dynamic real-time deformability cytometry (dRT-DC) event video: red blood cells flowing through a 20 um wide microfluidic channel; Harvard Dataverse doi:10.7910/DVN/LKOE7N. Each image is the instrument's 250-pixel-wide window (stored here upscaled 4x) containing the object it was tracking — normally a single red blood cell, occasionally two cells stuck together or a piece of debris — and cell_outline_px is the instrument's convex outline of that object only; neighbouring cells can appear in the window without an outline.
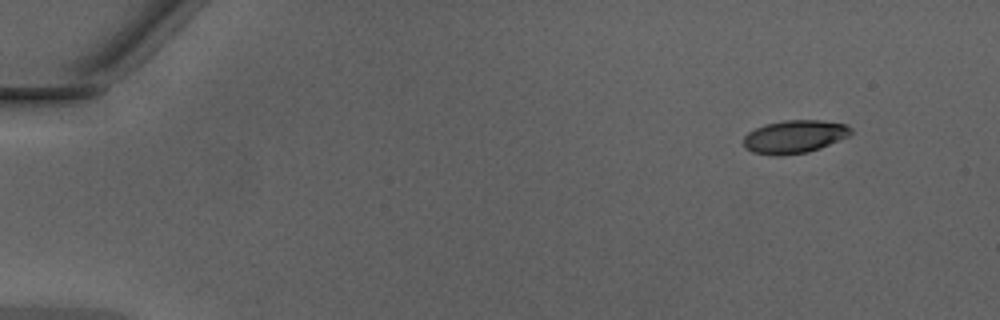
{"species": "Egyptian fruit bat (a non-hibernating species)", "species_latin": "Rousettus aegyptiacus", "temperature_condition": "warm", "stored_images_in_passage": 46, "camera_frame_rate_fps": 3000, "um_per_image_px": 0.085, "animal": {"sex": "male"}, "frame": {"image": 1, "passage_image": 1, "time_ms": 0.0, "image_size_px": [1000, 320], "cell_outline_px": [[852, 132], [848, 136], [820, 148], [808, 152], [780, 156], [772, 156], [752, 152], [744, 144], [744, 136], [748, 132], [764, 124], [784, 120], [820, 120], [848, 124], [852, 128]], "centroid_in_image_um": [67.54, 11.61], "position_along_channel_um": 17.5, "area_um2": 20.75}}
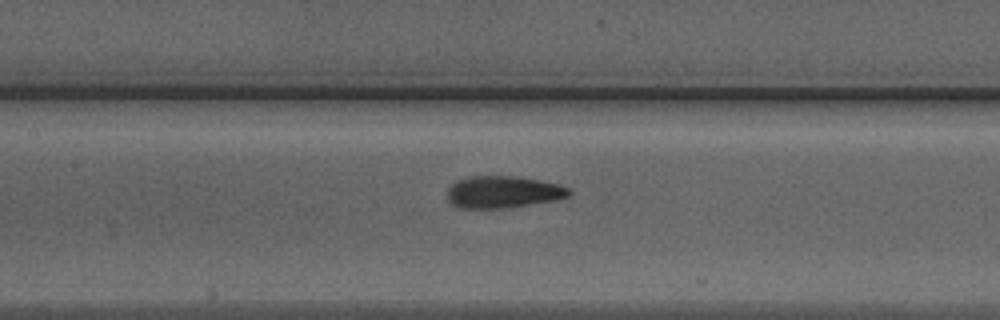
{"frame": {"image": 2, "passage_image": 20, "time_ms": 6.333, "image_size_px": [1000, 320], "cell_outline_px": [[572, 192], [568, 196], [556, 200], [508, 208], [460, 208], [452, 204], [448, 200], [448, 188], [456, 180], [468, 176], [516, 176], [540, 180], [560, 184], [568, 188]], "centroid_in_image_um": [42.76, 16.31], "position_along_channel_um": 164.6, "area_um2": 22.89}}
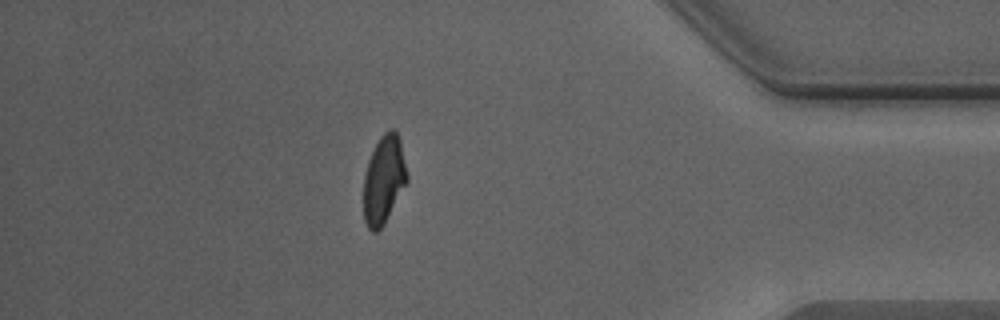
{"frame": {"image": 3, "passage_image": 39, "time_ms": 12.667, "image_size_px": [1000, 320], "cell_outline_px": [[408, 180], [384, 224], [376, 232], [372, 232], [368, 228], [364, 220], [364, 176], [368, 160], [380, 136], [384, 132], [392, 128], [396, 132], [400, 140], [408, 176]], "centroid_in_image_um": [32.62, 15.27], "position_along_channel_um": 402.6, "area_um2": 22.14}, "authors_computed_cell_mechanics": {"area_um2": 22.3686, "velocity_mm_per_s": 4.3212, "shape_relaxation_time_tau1_ms": 5.3575, "shape_relaxation_time_tau2_ms": 1.5336, "deformation_change_tau1": 0.2193, "deformation_change_tau2": 0.0539}}